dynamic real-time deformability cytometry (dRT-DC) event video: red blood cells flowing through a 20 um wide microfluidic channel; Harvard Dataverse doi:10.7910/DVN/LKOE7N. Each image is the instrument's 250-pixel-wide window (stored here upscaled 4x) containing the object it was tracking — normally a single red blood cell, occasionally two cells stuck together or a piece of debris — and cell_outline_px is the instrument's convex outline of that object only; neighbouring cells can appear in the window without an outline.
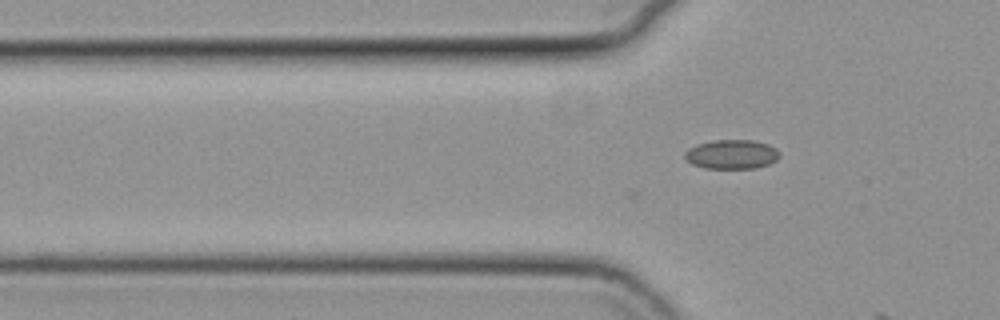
{"species": "common noctule bat (a hibernating species)", "species_latin": "Nyctalus noctula", "temperature_condition": "cold", "stored_images_in_passage": 2, "camera_frame_rate_fps": 3000, "um_per_image_px": 0.085, "animal": {"sex": "female", "body_mass_g": 19.3, "forearm_length_mm": 54.1}, "frame": {"image": 1, "passage_image": 2, "time_ms": 0.333, "image_size_px": [1000, 320], "cell_outline_px": [[780, 156], [776, 160], [768, 164], [756, 168], [704, 168], [692, 164], [684, 156], [684, 152], [700, 144], [712, 140], [752, 140], [768, 144], [776, 148], [780, 152]], "centroid_in_image_um": [62.23, 13.12], "position_along_channel_um": 63.6, "area_um2": 16.01}}